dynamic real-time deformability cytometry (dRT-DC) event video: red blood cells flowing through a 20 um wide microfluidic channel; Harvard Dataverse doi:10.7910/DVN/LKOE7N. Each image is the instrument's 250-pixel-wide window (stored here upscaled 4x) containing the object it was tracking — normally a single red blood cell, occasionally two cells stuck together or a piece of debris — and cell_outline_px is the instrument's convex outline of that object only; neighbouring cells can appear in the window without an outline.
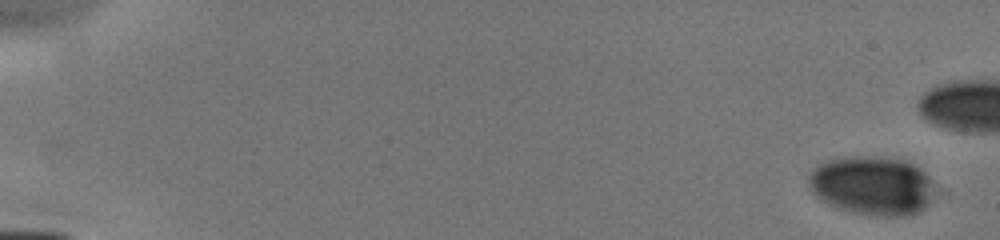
{"species": "human", "species_latin": "Homo sapiens", "temperature_condition": "cold", "stored_images_in_passage": 9, "camera_frame_rate_fps": 3000, "um_per_image_px": 0.085, "donor": {"sex": "male"}, "frame": {"image": 1, "passage_image": 1, "time_ms": 0.0, "image_size_px": [1000, 240], "cell_outline_px": [[932, 200], [920, 212], [908, 216], [884, 216], [852, 212], [836, 208], [816, 196], [812, 192], [808, 184], [808, 172], [820, 164], [828, 160], [852, 156], [868, 156], [904, 160], [920, 168], [928, 176]], "centroid_in_image_um": [74.09, 15.78], "position_along_channel_um": 10.9, "area_um2": 43.06}}